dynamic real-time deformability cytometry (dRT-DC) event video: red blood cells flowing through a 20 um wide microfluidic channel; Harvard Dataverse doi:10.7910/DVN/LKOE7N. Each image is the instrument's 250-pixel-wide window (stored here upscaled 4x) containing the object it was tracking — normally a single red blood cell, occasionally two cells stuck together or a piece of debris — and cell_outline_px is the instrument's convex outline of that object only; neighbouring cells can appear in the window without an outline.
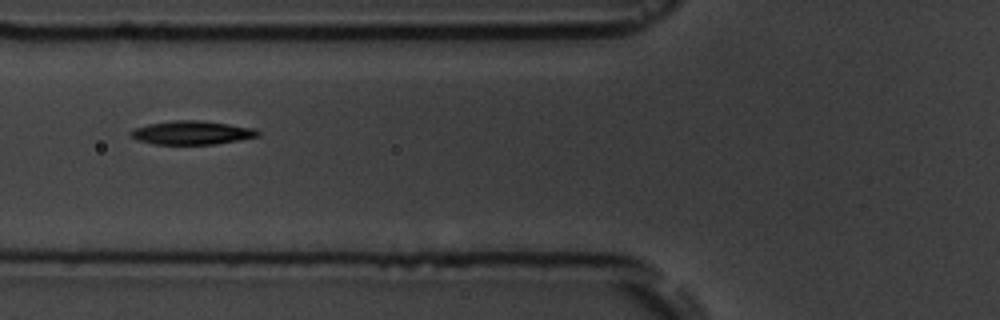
{"species": "common noctule bat (a hibernating species)", "species_latin": "Nyctalus noctula", "temperature_condition": "room temperature", "stored_images_in_passage": 11, "camera_frame_rate_fps": 3000, "um_per_image_px": 0.085, "animal": {"sex": "male", "body_mass_g": 19.5, "forearm_length_mm": 54.6}, "frame": {"image": 1, "passage_image": 2, "time_ms": 1.333, "image_size_px": [1000, 320], "cell_outline_px": [[260, 136], [216, 144], [156, 144], [136, 140], [128, 132], [136, 128], [148, 124], [172, 120], [196, 120], [228, 124], [256, 128], [260, 132]], "centroid_in_image_um": [16.32, 11.28], "position_along_channel_um": 109.5, "area_um2": 17.46}}
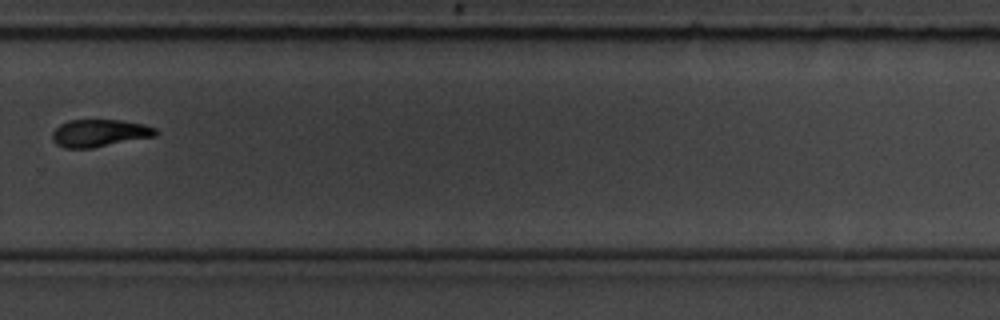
{"frame": {"image": 2, "passage_image": 7, "time_ms": 7.0, "image_size_px": [1000, 320], "cell_outline_px": [[160, 132], [156, 136], [92, 148], [64, 148], [56, 144], [52, 140], [52, 132], [60, 124], [68, 120], [120, 120], [144, 124], [156, 128]], "centroid_in_image_um": [8.47, 11.31], "position_along_channel_um": 321.3, "area_um2": 16.65}}
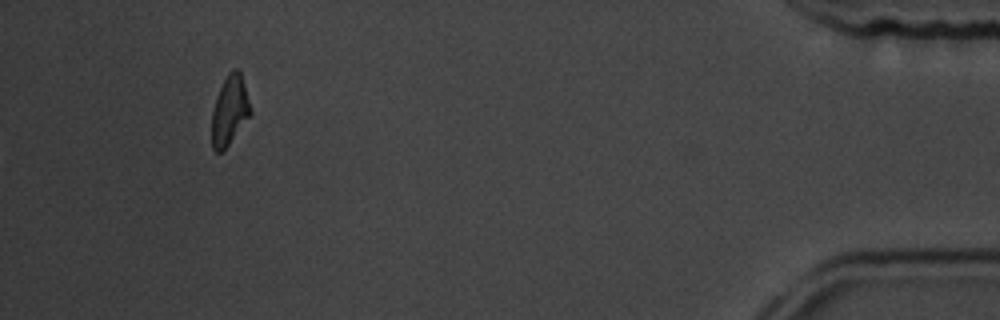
{"frame": {"image": 3, "passage_image": 11, "time_ms": 11.333, "image_size_px": [1000, 320], "cell_outline_px": [[252, 112], [228, 144], [220, 152], [216, 152], [212, 148], [212, 112], [216, 96], [228, 72], [232, 68], [236, 68], [240, 72], [252, 108]], "centroid_in_image_um": [19.52, 9.35], "position_along_channel_um": 415.7, "area_um2": 15.37}, "authors_computed_cell_mechanics": {"area_um2": 17.2244, "velocity_mm_per_s": 3.7467, "shape_relaxation_time_tau1_ms": 4.0166, "shape_relaxation_time_tau2_ms": 4.9424, "deformation_change_tau1": 0.1355, "deformation_change_tau2": 0.1108}}